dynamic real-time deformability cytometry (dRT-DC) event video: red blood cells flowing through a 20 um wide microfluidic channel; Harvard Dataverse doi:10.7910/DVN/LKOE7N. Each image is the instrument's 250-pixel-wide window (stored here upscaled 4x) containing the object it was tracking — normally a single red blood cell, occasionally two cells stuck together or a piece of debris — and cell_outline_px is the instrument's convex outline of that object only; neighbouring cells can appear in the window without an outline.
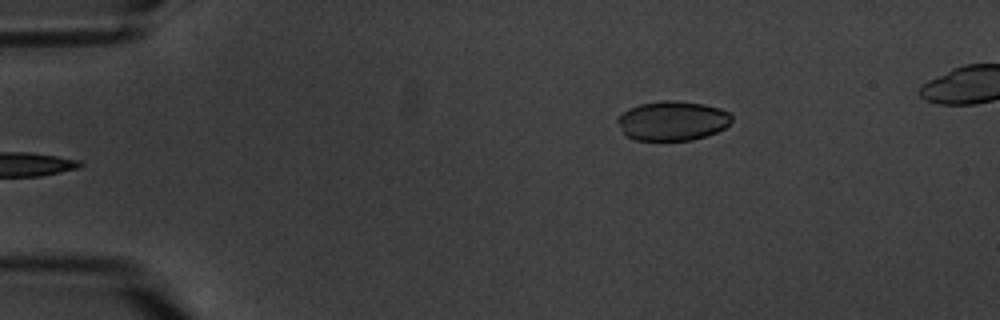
{"species": "common noctule bat (a hibernating species)", "species_latin": "Nyctalus noctula", "temperature_condition": "warm", "stored_images_in_passage": 7, "camera_frame_rate_fps": 3000, "um_per_image_px": 0.085, "animal": {"sex": "male", "body_mass_g": 20.1, "forearm_length_mm": 53.5}, "frame": {"image": 1, "passage_image": 7, "time_ms": 7.0, "image_size_px": [1000, 320], "cell_outline_px": [[732, 120], [724, 128], [716, 132], [692, 140], [636, 140], [628, 136], [624, 132], [616, 120], [628, 108], [640, 104], [664, 100], [676, 100], [704, 104], [720, 108], [732, 112]], "centroid_in_image_um": [57.19, 10.25], "position_along_channel_um": 27.8, "area_um2": 26.18}}